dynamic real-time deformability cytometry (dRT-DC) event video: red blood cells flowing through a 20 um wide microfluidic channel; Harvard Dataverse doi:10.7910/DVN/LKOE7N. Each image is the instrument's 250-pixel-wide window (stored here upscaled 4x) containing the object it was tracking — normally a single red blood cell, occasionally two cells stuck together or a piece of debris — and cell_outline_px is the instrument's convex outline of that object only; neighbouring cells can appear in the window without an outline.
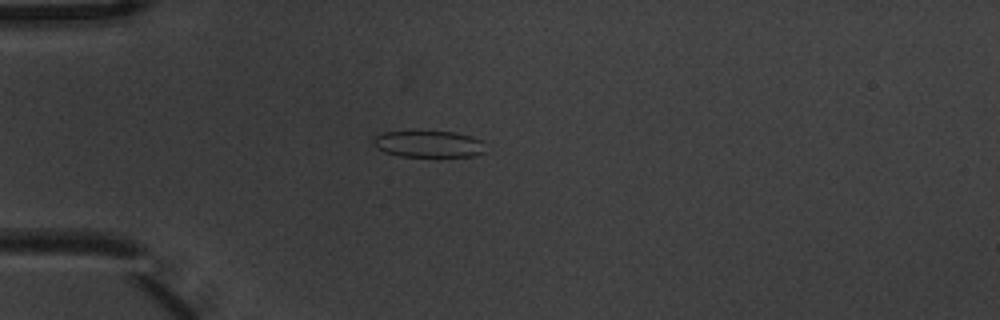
{"species": "common noctule bat (a hibernating species)", "species_latin": "Nyctalus noctula", "temperature_condition": "warm", "stored_images_in_passage": 6, "camera_frame_rate_fps": 3000, "um_per_image_px": 0.085, "animal": {"sex": "male", "body_mass_g": 20.1, "forearm_length_mm": 53.5}, "frame": {"image": 1, "passage_image": 5, "time_ms": 1.333, "image_size_px": [1000, 320], "cell_outline_px": [[484, 152], [476, 156], [400, 156], [384, 152], [376, 148], [372, 144], [372, 140], [376, 136], [384, 132], [456, 132], [472, 136], [480, 140]], "centroid_in_image_um": [36.39, 12.25], "position_along_channel_um": 48.6, "area_um2": 17.17}}